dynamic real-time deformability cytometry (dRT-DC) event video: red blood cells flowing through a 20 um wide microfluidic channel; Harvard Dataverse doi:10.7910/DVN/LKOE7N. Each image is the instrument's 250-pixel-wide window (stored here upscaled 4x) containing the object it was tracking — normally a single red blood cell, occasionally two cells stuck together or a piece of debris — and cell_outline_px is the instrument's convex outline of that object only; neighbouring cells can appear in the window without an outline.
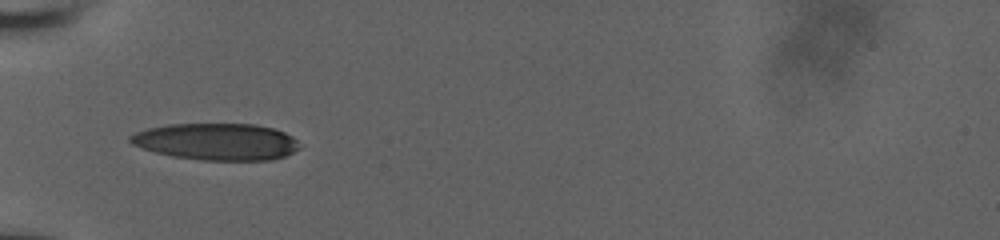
{"species": "human", "species_latin": "Homo sapiens", "temperature_condition": "room temperature", "stored_images_in_passage": 6, "camera_frame_rate_fps": 3000, "um_per_image_px": 0.085, "donor": {"sex": "male"}, "frame": {"image": 1, "passage_image": 1, "time_ms": 0.0, "image_size_px": [1000, 240], "cell_outline_px": [[300, 148], [284, 156], [272, 160], [204, 160], [172, 156], [156, 152], [132, 144], [128, 140], [128, 136], [136, 132], [148, 128], [168, 124], [256, 124], [272, 128], [284, 132], [292, 136], [296, 140]], "centroid_in_image_um": [18.4, 12.04], "position_along_channel_um": 66.6, "area_um2": 36.18}}
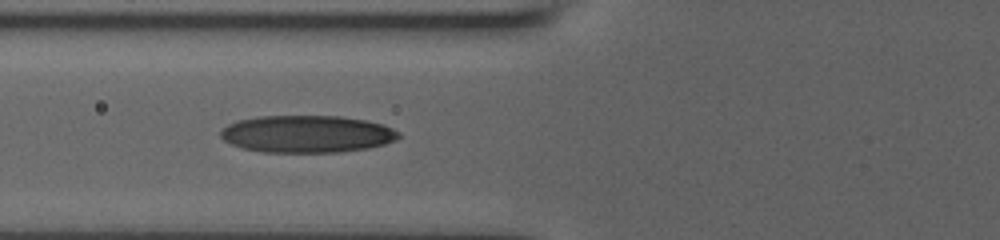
{"frame": {"image": 2, "passage_image": 5, "time_ms": 1.0, "image_size_px": [1000, 240], "cell_outline_px": [[400, 136], [396, 140], [384, 144], [368, 148], [340, 152], [260, 152], [240, 148], [224, 140], [220, 136], [220, 132], [228, 124], [236, 120], [260, 116], [340, 116], [364, 120], [380, 124], [392, 128], [400, 132]], "centroid_in_image_um": [26.07, 11.39], "position_along_channel_um": 99.7, "area_um2": 38.73}}